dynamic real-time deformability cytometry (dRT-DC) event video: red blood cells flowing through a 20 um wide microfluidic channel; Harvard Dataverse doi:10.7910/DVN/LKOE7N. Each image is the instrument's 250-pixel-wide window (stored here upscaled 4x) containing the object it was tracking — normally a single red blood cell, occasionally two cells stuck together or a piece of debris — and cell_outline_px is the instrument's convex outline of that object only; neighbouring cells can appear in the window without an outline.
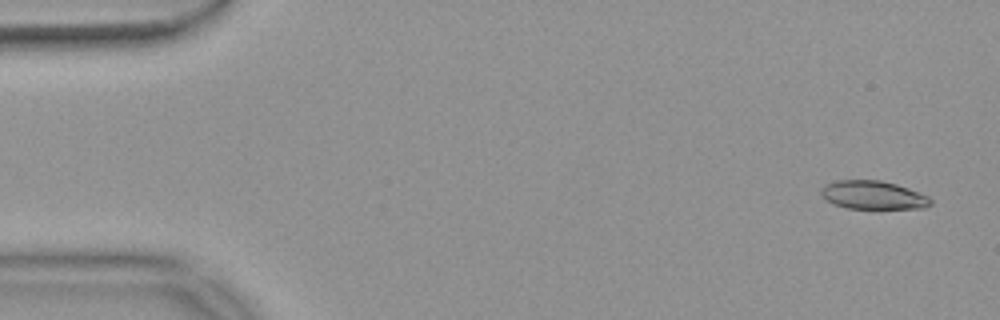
{"species": "common noctule bat (a hibernating species)", "species_latin": "Nyctalus noctula", "temperature_condition": "warm", "stored_images_in_passage": 55, "camera_frame_rate_fps": 3000, "um_per_image_px": 0.085, "animal": {"sex": "female", "body_mass_g": 18.4}, "frame": {"image": 1, "passage_image": 3, "time_ms": 0.667, "image_size_px": [1000, 320], "cell_outline_px": [[932, 204], [924, 208], [848, 208], [832, 204], [820, 192], [820, 188], [824, 184], [836, 180], [880, 180], [896, 184], [908, 188], [928, 196], [932, 200]], "centroid_in_image_um": [74.2, 16.57], "position_along_channel_um": 10.8, "area_um2": 18.09}}
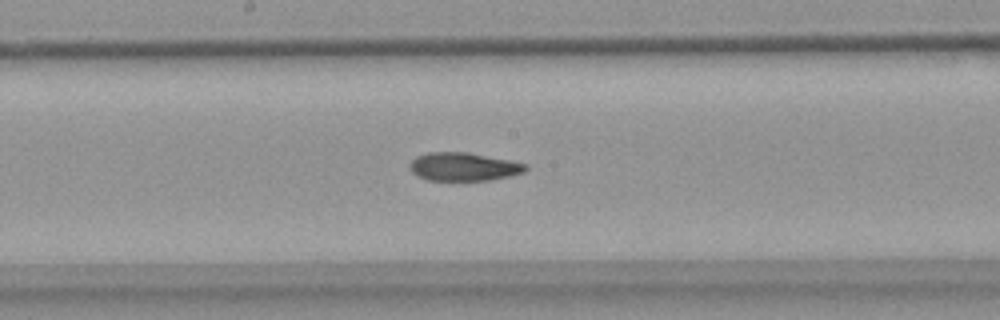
{"frame": {"image": 2, "passage_image": 29, "time_ms": 9.333, "image_size_px": [1000, 320], "cell_outline_px": [[528, 168], [524, 172], [508, 176], [488, 180], [428, 180], [416, 176], [412, 172], [408, 164], [416, 156], [428, 152], [468, 152], [528, 164]], "centroid_in_image_um": [39.37, 14.16], "position_along_channel_um": 208.8, "area_um2": 19.07}}
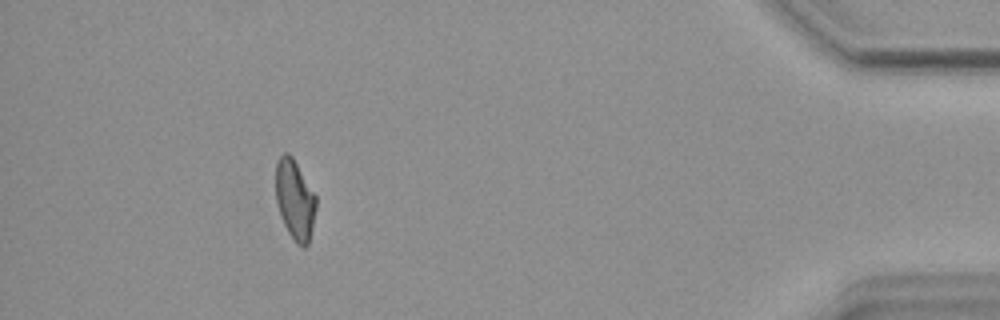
{"frame": {"image": 3, "passage_image": 50, "time_ms": 16.333, "image_size_px": [1000, 320], "cell_outline_px": [[316, 208], [312, 228], [308, 244], [304, 248], [296, 244], [288, 232], [280, 216], [276, 204], [276, 164], [280, 156], [284, 152], [288, 152], [292, 156], [316, 196]], "centroid_in_image_um": [25.05, 16.99], "position_along_channel_um": 410.1, "area_um2": 18.79}, "authors_computed_cell_mechanics": {"area_um2": 19.4208, "velocity_mm_per_s": 3.7163, "shape_relaxation_time_tau1_ms": null, "shape_relaxation_time_tau2_ms": 3.4216, "deformation_change_tau1": null, "deformation_change_tau2": 0.1024}}